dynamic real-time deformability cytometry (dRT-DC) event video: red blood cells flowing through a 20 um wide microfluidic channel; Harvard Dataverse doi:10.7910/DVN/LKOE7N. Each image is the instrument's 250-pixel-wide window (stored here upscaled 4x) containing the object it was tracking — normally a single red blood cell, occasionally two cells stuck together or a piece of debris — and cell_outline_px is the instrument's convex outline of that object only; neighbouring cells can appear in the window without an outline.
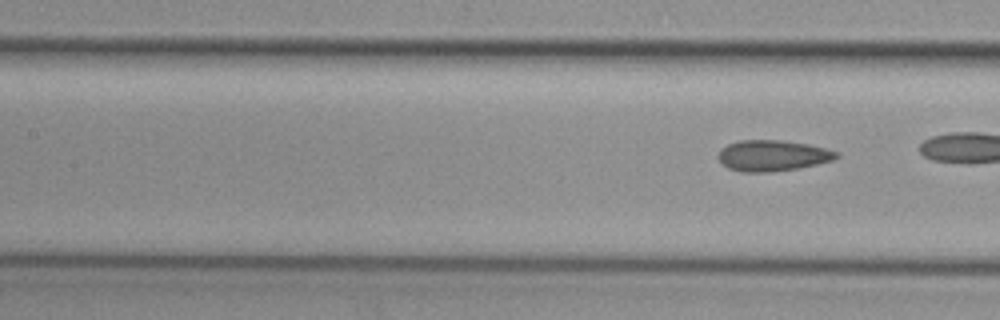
{"species": "common noctule bat (a hibernating species)", "species_latin": "Nyctalus noctula", "temperature_condition": "cold", "stored_images_in_passage": 6, "segment_of_instrument_passage": [2, 2], "camera_frame_rate_fps": 3000, "um_per_image_px": 0.085, "animal": {"sex": "female", "body_mass_g": 29.2, "forearm_length_mm": 56.3}, "frame": {"image": 1, "passage_image": 6, "time_ms": 1.667, "image_size_px": [1000, 320], "cell_outline_px": [[840, 156], [832, 160], [800, 168], [772, 172], [740, 172], [728, 168], [716, 156], [720, 148], [728, 144], [740, 140], [780, 140], [808, 144], [840, 152]], "centroid_in_image_um": [65.65, 13.23], "position_along_channel_um": 141.7, "area_um2": 21.44}}